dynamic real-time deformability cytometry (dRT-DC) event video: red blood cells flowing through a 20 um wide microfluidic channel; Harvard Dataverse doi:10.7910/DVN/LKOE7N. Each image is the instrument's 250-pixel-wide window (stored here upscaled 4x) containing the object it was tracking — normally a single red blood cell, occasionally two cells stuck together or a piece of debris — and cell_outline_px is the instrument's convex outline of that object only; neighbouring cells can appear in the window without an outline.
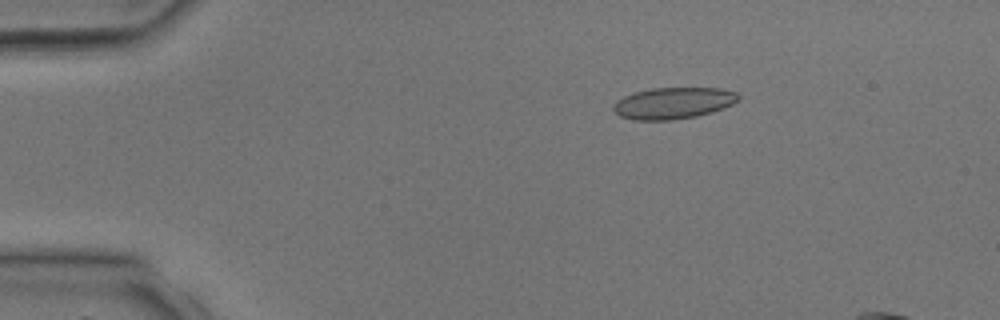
{"species": "common noctule bat (a hibernating species)", "species_latin": "Nyctalus noctula", "temperature_condition": "room temperature", "stored_images_in_passage": 4, "camera_frame_rate_fps": 3000, "um_per_image_px": 0.085, "animal": {"sex": "male", "body_mass_g": 17.9, "forearm_length_mm": 54.2}, "frame": {"image": 1, "passage_image": 2, "time_ms": 1.333, "image_size_px": [1000, 320], "cell_outline_px": [[740, 96], [732, 104], [724, 108], [712, 112], [696, 116], [672, 120], [636, 120], [620, 116], [612, 108], [612, 104], [616, 100], [632, 92], [652, 88], [720, 88], [736, 92]], "centroid_in_image_um": [57.2, 8.76], "position_along_channel_um": 27.8, "area_um2": 23.0}}